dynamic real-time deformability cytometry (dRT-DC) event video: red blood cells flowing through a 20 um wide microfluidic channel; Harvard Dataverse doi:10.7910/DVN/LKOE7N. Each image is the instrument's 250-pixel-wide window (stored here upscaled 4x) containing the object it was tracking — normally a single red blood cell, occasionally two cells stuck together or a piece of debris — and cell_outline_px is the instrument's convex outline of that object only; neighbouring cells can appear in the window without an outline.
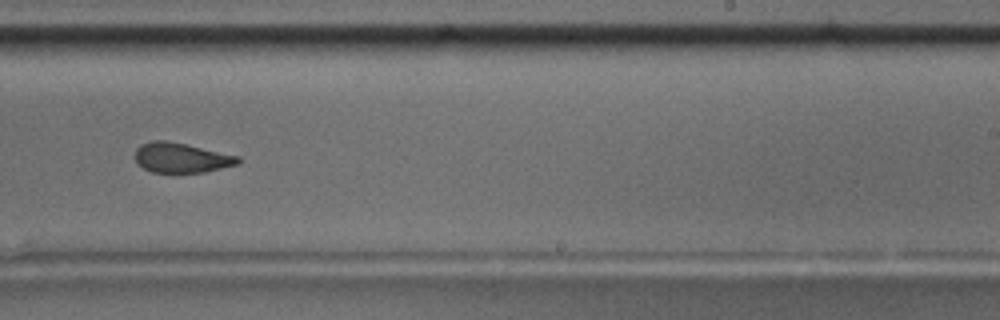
{"species": "common noctule bat (a hibernating species)", "species_latin": "Nyctalus noctula", "temperature_condition": "room temperature", "stored_images_in_passage": 41, "camera_frame_rate_fps": 3000, "um_per_image_px": 0.085, "animal": {"sex": "male", "body_mass_g": 17.5, "forearm_length_mm": 52.3}, "frame": {"image": 1, "passage_image": 24, "time_ms": 7.667, "image_size_px": [1000, 320], "cell_outline_px": [[240, 164], [204, 172], [152, 172], [136, 164], [136, 148], [140, 144], [152, 140], [168, 140], [240, 156]], "centroid_in_image_um": [15.41, 13.4], "position_along_channel_um": 273.6, "area_um2": 18.03}, "authors_computed_cell_mechanics": {"area_um2": 19.2474, "velocity_mm_per_s": 3.683, "shape_relaxation_time_tau1_ms": null, "shape_relaxation_time_tau2_ms": 1.8156, "deformation_change_tau1": null, "deformation_change_tau2": 0.0736}}